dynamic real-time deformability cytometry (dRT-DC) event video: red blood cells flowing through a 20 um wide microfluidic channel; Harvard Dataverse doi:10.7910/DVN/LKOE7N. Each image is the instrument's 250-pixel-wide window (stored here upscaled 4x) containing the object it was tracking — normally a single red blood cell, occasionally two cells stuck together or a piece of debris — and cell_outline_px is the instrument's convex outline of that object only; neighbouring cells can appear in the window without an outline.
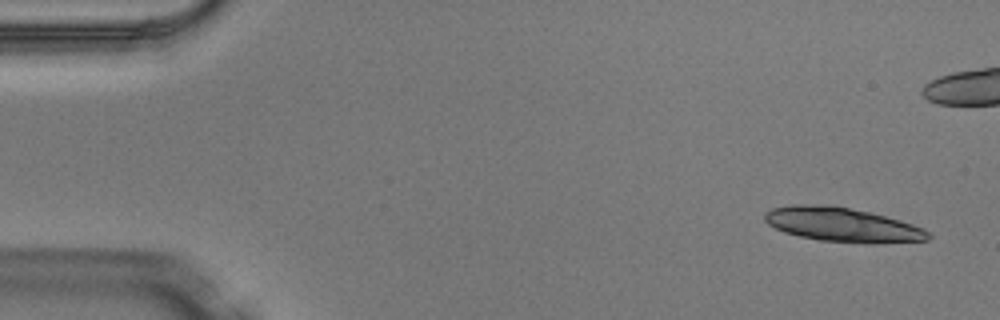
{"species": "Egyptian fruit bat (a non-hibernating species)", "species_latin": "Rousettus aegyptiacus", "temperature_condition": "warm", "stored_images_in_passage": 6, "camera_frame_rate_fps": 3000, "um_per_image_px": 0.085, "animal": {"sex": "male"}, "frame": {"image": 1, "passage_image": 1, "time_ms": 0.0, "image_size_px": [1000, 320], "cell_outline_px": [[932, 236], [928, 240], [820, 240], [800, 236], [784, 232], [768, 224], [764, 220], [764, 212], [772, 208], [792, 204], [832, 204], [868, 212], [900, 220], [924, 228], [932, 232]], "centroid_in_image_um": [71.48, 19.02], "position_along_channel_um": 13.5, "area_um2": 31.33}}